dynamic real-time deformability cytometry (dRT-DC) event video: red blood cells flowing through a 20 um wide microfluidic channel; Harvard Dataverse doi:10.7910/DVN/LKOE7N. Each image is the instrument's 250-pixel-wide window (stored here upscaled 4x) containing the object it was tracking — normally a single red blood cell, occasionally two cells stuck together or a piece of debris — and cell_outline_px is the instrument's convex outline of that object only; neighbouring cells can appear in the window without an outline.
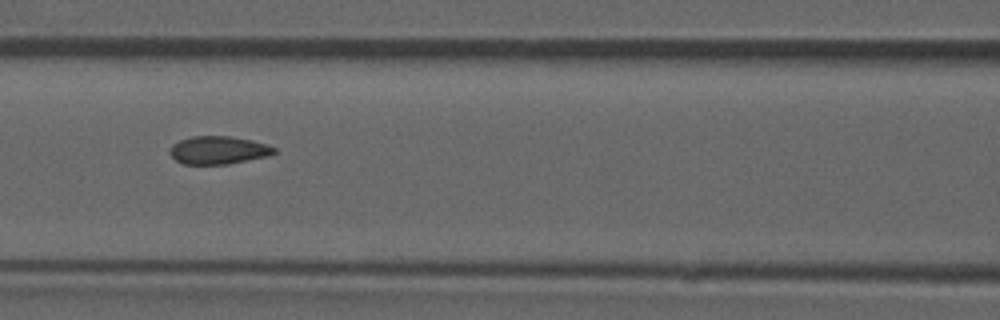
{"species": "common noctule bat (a hibernating species)", "species_latin": "Nyctalus noctula", "temperature_condition": "room temperature", "stored_images_in_passage": 52, "camera_frame_rate_fps": 3000, "um_per_image_px": 0.085, "animal": {"sex": "male", "forearm_length_mm": 52.5}, "frame": {"image": 1, "passage_image": 23, "time_ms": 7.333, "image_size_px": [1000, 320], "cell_outline_px": [[276, 152], [268, 156], [228, 164], [184, 164], [176, 160], [168, 152], [172, 144], [180, 140], [192, 136], [232, 136], [252, 140], [268, 144], [276, 148]], "centroid_in_image_um": [18.57, 12.75], "position_along_channel_um": 148.0, "area_um2": 17.11}}
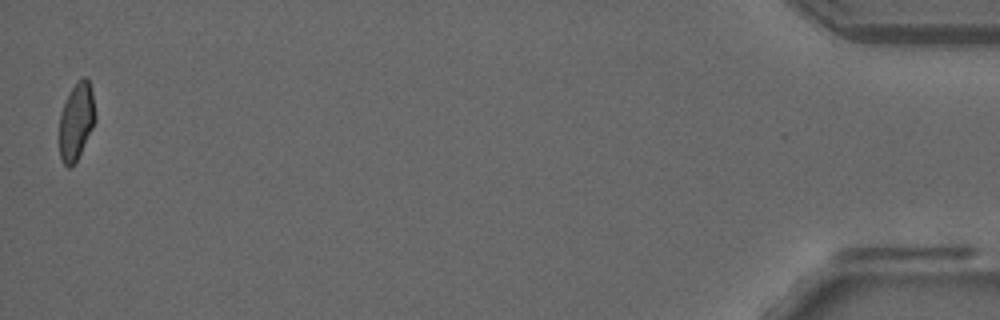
{"frame": {"image": 2, "passage_image": 52, "time_ms": 17.0, "image_size_px": [1000, 320], "cell_outline_px": [[96, 120], [76, 160], [68, 168], [64, 164], [60, 156], [60, 112], [76, 80], [84, 76], [88, 76], [92, 92], [96, 116]], "centroid_in_image_um": [6.5, 10.24], "position_along_channel_um": 428.7, "area_um2": 15.9}, "authors_computed_cell_mechanics": {"area_um2": 17.5134, "velocity_mm_per_s": 3.9076, "shape_relaxation_time_tau1_ms": null, "shape_relaxation_time_tau2_ms": 2.0055, "deformation_change_tau1": null, "deformation_change_tau2": 0.0594}}